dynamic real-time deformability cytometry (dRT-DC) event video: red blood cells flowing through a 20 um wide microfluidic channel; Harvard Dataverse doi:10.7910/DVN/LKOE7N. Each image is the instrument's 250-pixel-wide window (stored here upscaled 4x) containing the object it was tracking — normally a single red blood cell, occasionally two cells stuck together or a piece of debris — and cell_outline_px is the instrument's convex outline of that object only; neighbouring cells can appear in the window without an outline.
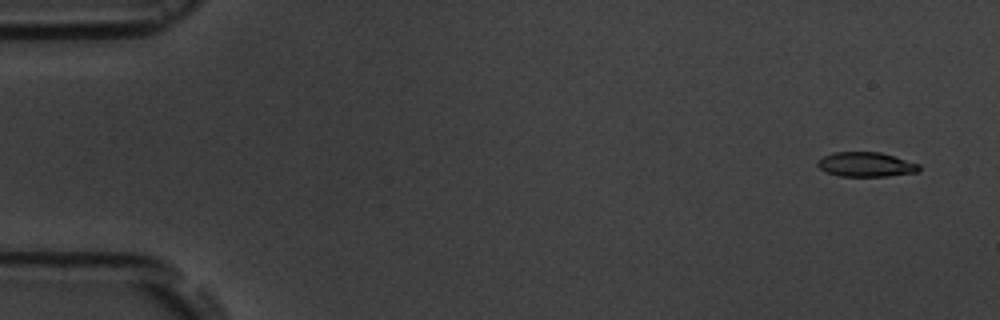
{"species": "common noctule bat (a hibernating species)", "species_latin": "Nyctalus noctula", "temperature_condition": "room temperature", "stored_images_in_passage": 5, "camera_frame_rate_fps": 3000, "um_per_image_px": 0.085, "animal": {"sex": "male", "body_mass_g": 19.5, "forearm_length_mm": 54.6}, "frame": {"image": 1, "passage_image": 1, "time_ms": 0.0, "image_size_px": [1000, 320], "cell_outline_px": [[920, 172], [888, 176], [840, 176], [824, 172], [816, 164], [824, 156], [832, 152], [880, 152], [920, 164]], "centroid_in_image_um": [73.62, 13.98], "position_along_channel_um": 11.4, "area_um2": 14.57}}
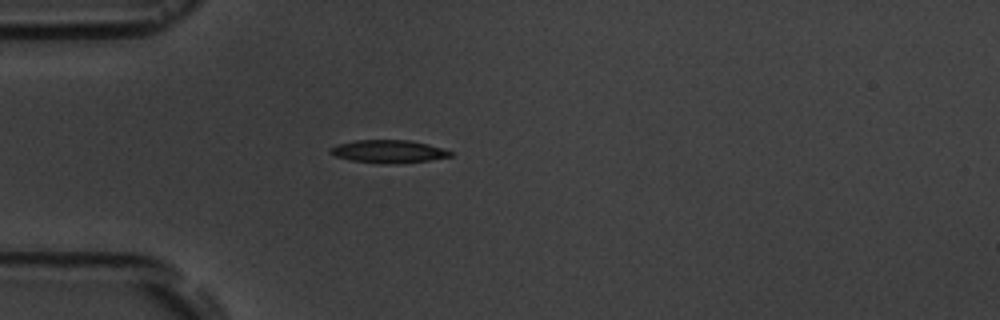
{"frame": {"image": 2, "passage_image": 5, "time_ms": 4.333, "image_size_px": [1000, 320], "cell_outline_px": [[452, 156], [428, 160], [396, 164], [384, 164], [352, 160], [336, 156], [328, 152], [328, 148], [340, 144], [356, 140], [408, 140], [428, 144], [452, 152]], "centroid_in_image_um": [33.0, 12.87], "position_along_channel_um": 52.0, "area_um2": 15.84}}